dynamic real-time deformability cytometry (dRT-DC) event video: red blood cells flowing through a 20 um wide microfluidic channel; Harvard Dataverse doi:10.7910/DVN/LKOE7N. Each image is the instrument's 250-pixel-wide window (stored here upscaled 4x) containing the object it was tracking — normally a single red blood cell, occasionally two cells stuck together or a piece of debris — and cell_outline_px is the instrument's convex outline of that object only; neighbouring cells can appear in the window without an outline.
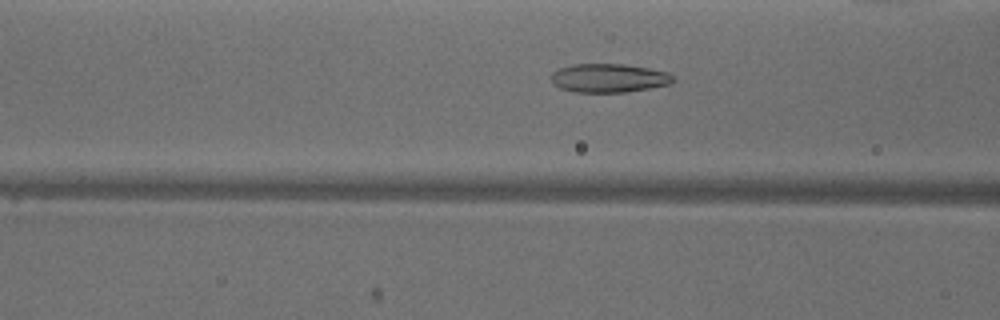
{"species": "common noctule bat (a hibernating species)", "species_latin": "Nyctalus noctula", "temperature_condition": "warm", "stored_images_in_passage": 44, "camera_frame_rate_fps": 3000, "um_per_image_px": 0.085, "animal": {"sex": "male", "body_mass_g": 18.8}, "frame": {"image": 1, "passage_image": 19, "time_ms": 6.0, "image_size_px": [1000, 320], "cell_outline_px": [[676, 80], [672, 84], [624, 92], [576, 92], [560, 88], [552, 84], [552, 72], [560, 68], [572, 64], [624, 64], [648, 68], [668, 72]], "centroid_in_image_um": [51.76, 6.63], "position_along_channel_um": 114.8, "area_um2": 20.4}}
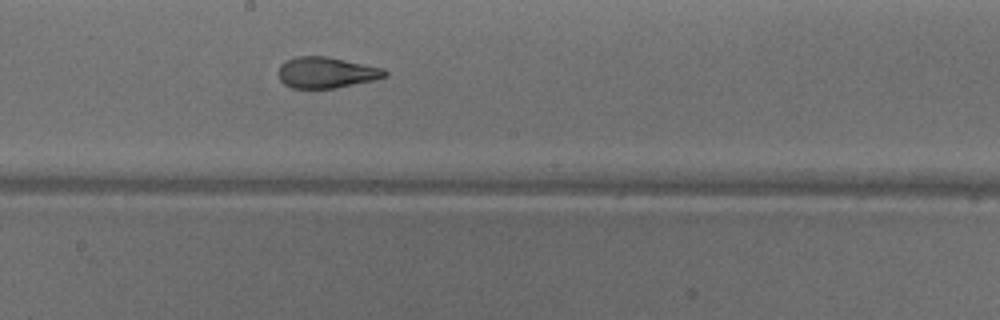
{"frame": {"image": 2, "passage_image": 27, "time_ms": 8.667, "image_size_px": [1000, 320], "cell_outline_px": [[388, 72], [384, 76], [372, 80], [336, 88], [292, 88], [284, 84], [280, 80], [280, 64], [284, 60], [296, 56], [328, 56], [380, 68]], "centroid_in_image_um": [27.67, 6.16], "position_along_channel_um": 220.5, "area_um2": 18.96}}
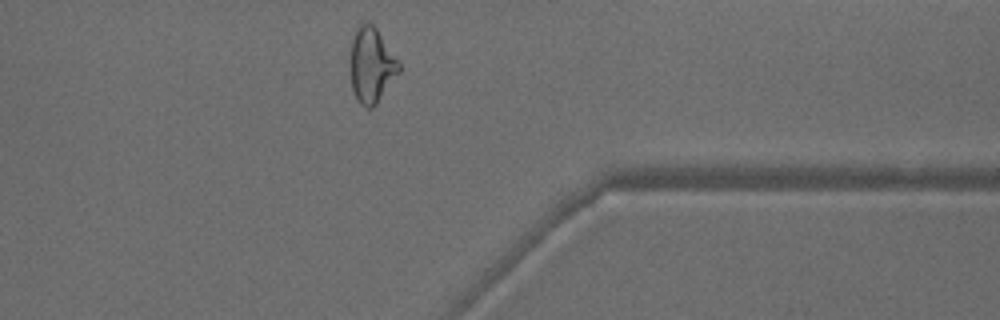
{"frame": {"image": 3, "passage_image": 40, "time_ms": 13.0, "image_size_px": [1000, 320], "cell_outline_px": [[400, 72], [376, 104], [372, 108], [364, 108], [356, 100], [352, 88], [348, 60], [352, 40], [356, 28], [360, 24], [372, 24], [376, 28], [400, 64]], "centroid_in_image_um": [31.53, 5.58], "position_along_channel_um": 379.9, "area_um2": 21.44}, "authors_computed_cell_mechanics": {"area_um2": 21.2993, "velocity_mm_per_s": 3.9504, "shape_relaxation_time_tau1_ms": 7.3018, "shape_relaxation_time_tau2_ms": 1.0381, "deformation_change_tau1": 0.2222, "deformation_change_tau2": 0.0793}}